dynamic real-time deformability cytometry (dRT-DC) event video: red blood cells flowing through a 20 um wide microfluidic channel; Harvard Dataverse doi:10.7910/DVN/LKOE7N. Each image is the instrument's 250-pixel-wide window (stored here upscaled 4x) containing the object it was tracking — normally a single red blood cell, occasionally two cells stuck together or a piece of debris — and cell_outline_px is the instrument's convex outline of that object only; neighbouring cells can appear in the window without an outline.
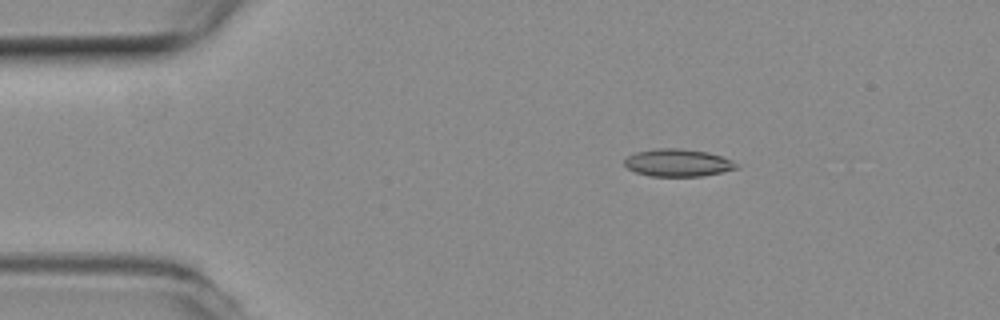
{"species": "common noctule bat (a hibernating species)", "species_latin": "Nyctalus noctula", "temperature_condition": "room temperature", "stored_images_in_passage": 47, "camera_frame_rate_fps": 3000, "um_per_image_px": 0.085, "animal": {"sex": "female", "body_mass_g": 19.3, "forearm_length_mm": 54.1}, "frame": {"image": 1, "passage_image": 2, "time_ms": 0.333, "image_size_px": [1000, 320], "cell_outline_px": [[740, 168], [700, 176], [652, 176], [636, 172], [628, 168], [624, 164], [624, 160], [628, 156], [636, 152], [656, 148], [680, 148], [708, 152], [732, 160]], "centroid_in_image_um": [57.61, 13.83], "position_along_channel_um": 27.4, "area_um2": 17.8}}
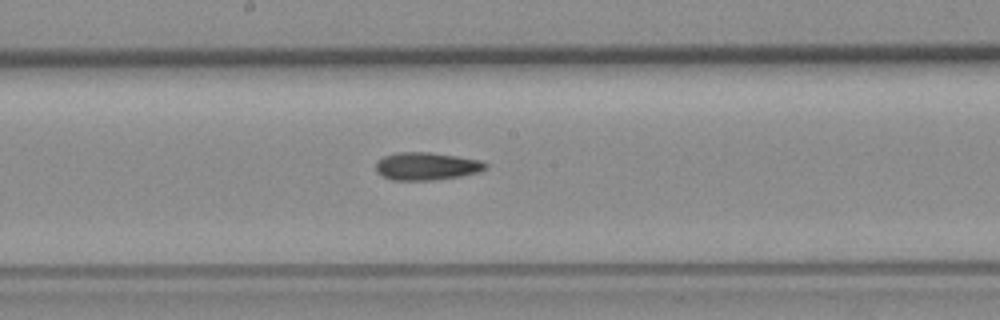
{"frame": {"image": 2, "passage_image": 21, "time_ms": 6.667, "image_size_px": [1000, 320], "cell_outline_px": [[488, 164], [480, 172], [460, 176], [432, 180], [392, 180], [380, 176], [376, 172], [376, 164], [384, 156], [396, 152], [428, 152], [456, 156], [480, 160]], "centroid_in_image_um": [36.22, 14.13], "position_along_channel_um": 212.0, "area_um2": 17.69}}
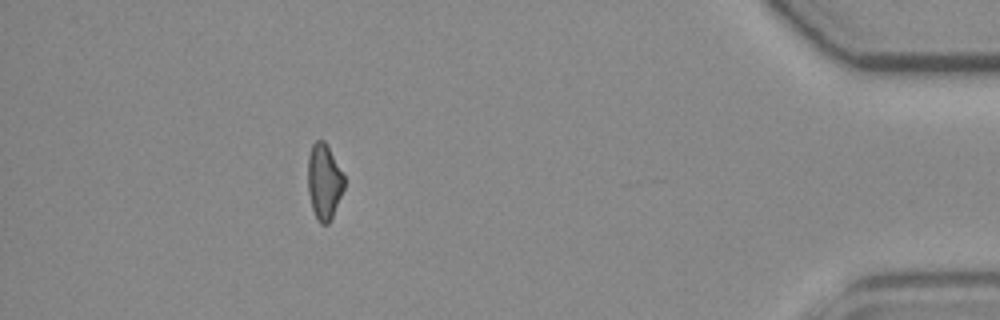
{"frame": {"image": 3, "passage_image": 41, "time_ms": 13.333, "image_size_px": [1000, 320], "cell_outline_px": [[344, 188], [332, 216], [328, 224], [320, 224], [316, 220], [312, 208], [308, 192], [308, 156], [312, 144], [316, 140], [324, 140], [344, 176]], "centroid_in_image_um": [27.52, 15.45], "position_along_channel_um": 407.7, "area_um2": 15.84}}